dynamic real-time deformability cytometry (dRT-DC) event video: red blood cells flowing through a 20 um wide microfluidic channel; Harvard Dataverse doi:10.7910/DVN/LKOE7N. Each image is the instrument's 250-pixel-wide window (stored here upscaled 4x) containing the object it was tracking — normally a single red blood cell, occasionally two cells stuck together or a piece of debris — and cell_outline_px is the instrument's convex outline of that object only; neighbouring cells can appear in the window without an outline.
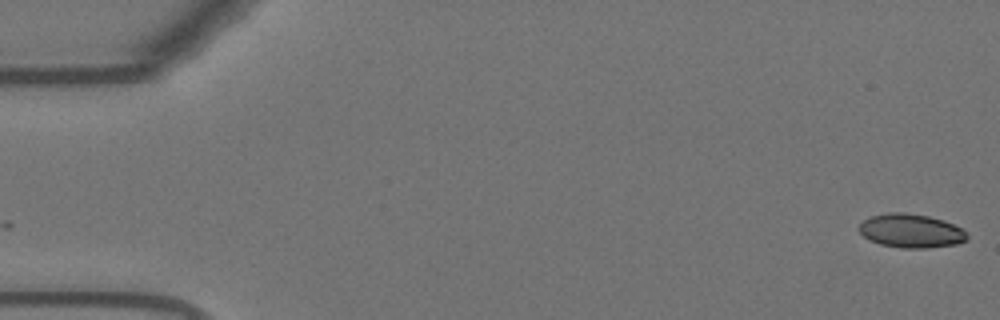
{"species": "Egyptian fruit bat (a non-hibernating species)", "species_latin": "Rousettus aegyptiacus", "temperature_condition": "warm", "stored_images_in_passage": 55, "camera_frame_rate_fps": 3000, "um_per_image_px": 0.085, "animal": {"sex": "female"}, "frame": {"image": 1, "passage_image": 1, "time_ms": 0.0, "image_size_px": [1000, 320], "cell_outline_px": [[968, 240], [956, 244], [924, 248], [900, 248], [880, 244], [868, 240], [856, 228], [864, 220], [872, 216], [888, 212], [904, 212], [928, 216], [944, 220], [968, 232]], "centroid_in_image_um": [77.43, 19.62], "position_along_channel_um": 7.6, "area_um2": 21.39}}
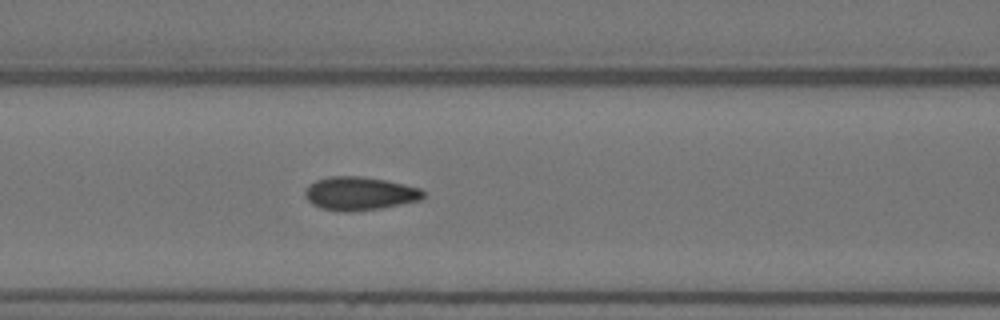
{"frame": {"image": 2, "passage_image": 23, "time_ms": 7.333, "image_size_px": [1000, 320], "cell_outline_px": [[424, 196], [420, 200], [380, 208], [344, 212], [320, 208], [312, 204], [308, 200], [304, 192], [308, 184], [316, 180], [328, 176], [360, 176], [384, 180], [404, 184], [420, 188], [424, 192]], "centroid_in_image_um": [30.53, 16.44], "position_along_channel_um": 136.1, "area_um2": 22.89}}
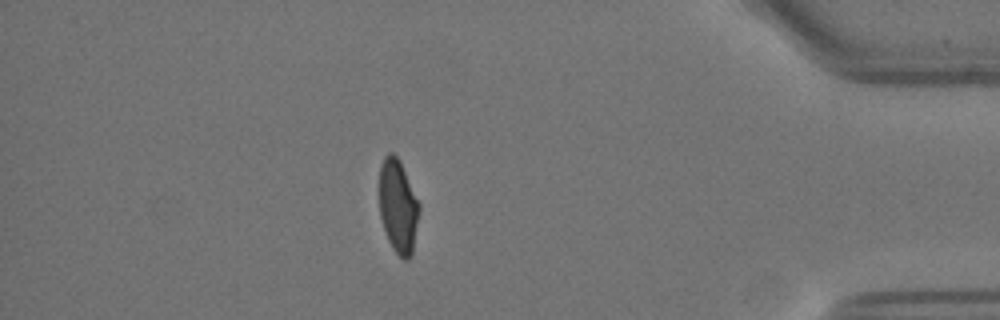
{"frame": {"image": 3, "passage_image": 48, "time_ms": 15.667, "image_size_px": [1000, 320], "cell_outline_px": [[420, 208], [412, 256], [408, 260], [404, 260], [392, 248], [388, 240], [380, 216], [380, 164], [384, 156], [388, 152], [392, 152], [400, 160], [420, 204]], "centroid_in_image_um": [33.85, 17.53], "position_along_channel_um": 401.4, "area_um2": 21.85}, "authors_computed_cell_mechanics": {"area_um2": 22.3686, "velocity_mm_per_s": 3.6823, "shape_relaxation_time_tau1_ms": 4.6558, "shape_relaxation_time_tau2_ms": 0.7682, "deformation_change_tau1": 0.1521, "deformation_change_tau2": 0.0647}}